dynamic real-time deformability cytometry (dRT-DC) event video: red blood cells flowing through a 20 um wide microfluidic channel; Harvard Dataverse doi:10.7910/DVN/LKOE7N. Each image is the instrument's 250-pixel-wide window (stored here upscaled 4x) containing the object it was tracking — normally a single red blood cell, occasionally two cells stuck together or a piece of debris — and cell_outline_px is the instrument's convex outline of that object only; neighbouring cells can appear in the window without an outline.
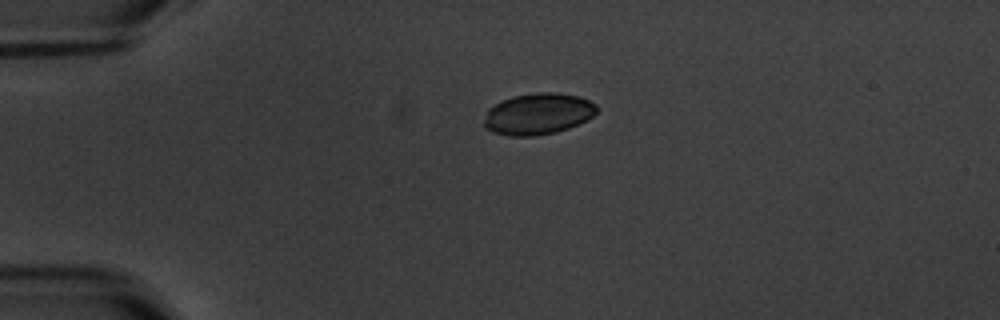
{"species": "common noctule bat (a hibernating species)", "species_latin": "Nyctalus noctula", "temperature_condition": "warm", "stored_images_in_passage": 2, "camera_frame_rate_fps": 3000, "um_per_image_px": 0.085, "animal": {"sex": "male", "body_mass_g": 20.1, "forearm_length_mm": 53.5}, "frame": {"image": 1, "passage_image": 1, "time_ms": 0.0, "image_size_px": [1000, 320], "cell_outline_px": [[596, 112], [592, 116], [568, 128], [556, 132], [536, 136], [508, 136], [492, 132], [484, 128], [484, 120], [488, 108], [512, 96], [536, 92], [556, 92], [580, 96], [596, 104]], "centroid_in_image_um": [45.7, 9.68], "position_along_channel_um": 39.3, "area_um2": 27.17}}